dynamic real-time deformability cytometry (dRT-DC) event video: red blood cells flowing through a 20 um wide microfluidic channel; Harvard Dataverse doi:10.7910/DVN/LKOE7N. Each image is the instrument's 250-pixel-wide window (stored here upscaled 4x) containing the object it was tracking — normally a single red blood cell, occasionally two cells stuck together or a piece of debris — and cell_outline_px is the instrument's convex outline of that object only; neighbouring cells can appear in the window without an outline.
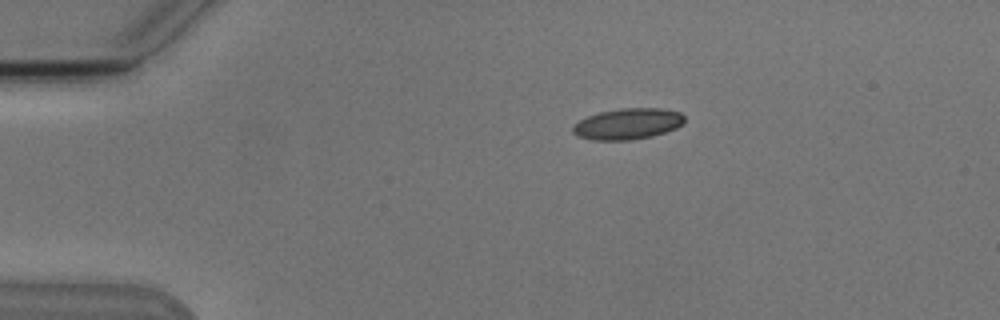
{"species": "Egyptian fruit bat (a non-hibernating species)", "species_latin": "Rousettus aegyptiacus", "temperature_condition": "cold", "stored_images_in_passage": 4, "camera_frame_rate_fps": 3000, "um_per_image_px": 0.085, "animal": {"sex": "male"}, "frame": {"image": 1, "passage_image": 3, "time_ms": 2.0, "image_size_px": [1000, 320], "cell_outline_px": [[684, 124], [676, 128], [652, 136], [628, 140], [592, 140], [576, 136], [572, 132], [572, 128], [580, 120], [588, 116], [600, 112], [620, 108], [664, 108], [680, 112], [684, 116]], "centroid_in_image_um": [53.37, 10.52], "position_along_channel_um": 31.6, "area_um2": 20.23}}